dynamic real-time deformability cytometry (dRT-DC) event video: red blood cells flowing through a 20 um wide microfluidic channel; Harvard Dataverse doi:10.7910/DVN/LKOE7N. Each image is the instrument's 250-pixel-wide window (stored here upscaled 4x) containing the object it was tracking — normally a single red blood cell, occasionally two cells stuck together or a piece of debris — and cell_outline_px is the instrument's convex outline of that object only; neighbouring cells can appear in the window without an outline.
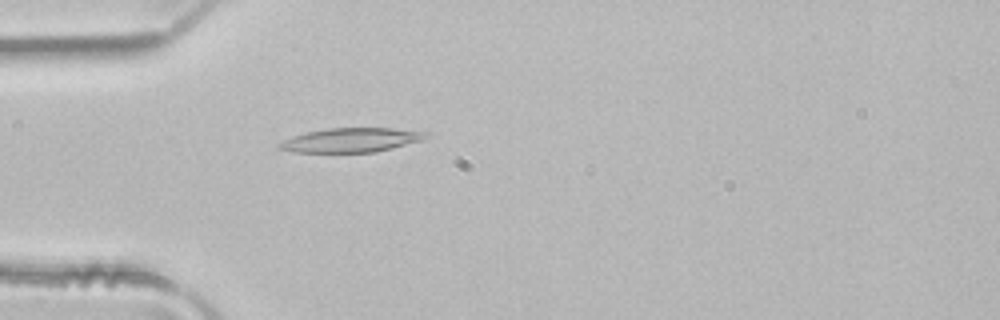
{"species": "common noctule bat (a hibernating species)", "species_latin": "Nyctalus noctula", "temperature_condition": "room temperature", "stored_images_in_passage": 3, "camera_frame_rate_fps": 3000, "um_per_image_px": 0.085, "animal": {"sex": "male", "body_mass_g": 21.5, "forearm_length_mm": 52.0}, "frame": {"image": 1, "passage_image": 3, "time_ms": 0.667, "image_size_px": [1000, 320], "cell_outline_px": [[432, 132], [428, 136], [420, 140], [392, 148], [376, 152], [296, 152], [280, 148], [280, 144], [284, 140], [292, 136], [308, 132], [328, 128], [392, 128]], "centroid_in_image_um": [29.91, 11.89], "position_along_channel_um": 55.1, "area_um2": 20.4}}